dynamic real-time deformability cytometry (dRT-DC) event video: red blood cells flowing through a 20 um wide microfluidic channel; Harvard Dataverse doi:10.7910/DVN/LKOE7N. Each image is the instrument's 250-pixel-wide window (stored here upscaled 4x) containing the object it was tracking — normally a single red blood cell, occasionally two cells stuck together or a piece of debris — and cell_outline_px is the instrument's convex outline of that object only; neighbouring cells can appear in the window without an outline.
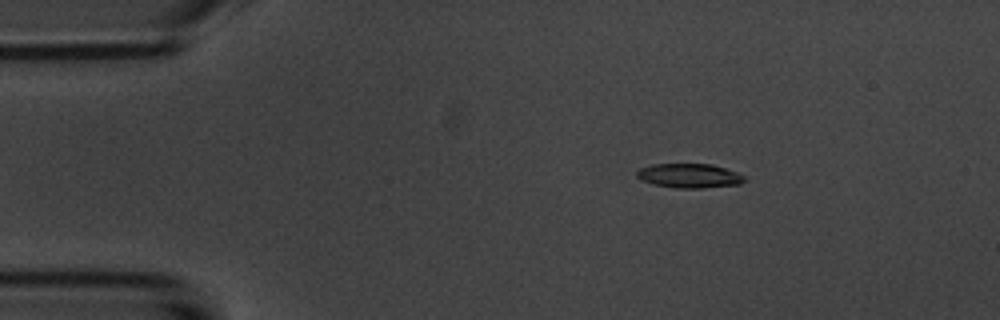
{"species": "common noctule bat (a hibernating species)", "species_latin": "Nyctalus noctula", "temperature_condition": "room temperature", "stored_images_in_passage": 4, "camera_frame_rate_fps": 3000, "um_per_image_px": 0.085, "animal": {"sex": "male", "body_mass_g": 20.1, "forearm_length_mm": 53.5}, "frame": {"image": 1, "passage_image": 3, "time_ms": 2.333, "image_size_px": [1000, 320], "cell_outline_px": [[744, 180], [740, 184], [700, 188], [676, 188], [652, 184], [640, 180], [636, 176], [636, 172], [640, 168], [652, 164], [712, 164], [736, 172], [744, 176]], "centroid_in_image_um": [58.54, 14.94], "position_along_channel_um": 26.5, "area_um2": 15.2}}